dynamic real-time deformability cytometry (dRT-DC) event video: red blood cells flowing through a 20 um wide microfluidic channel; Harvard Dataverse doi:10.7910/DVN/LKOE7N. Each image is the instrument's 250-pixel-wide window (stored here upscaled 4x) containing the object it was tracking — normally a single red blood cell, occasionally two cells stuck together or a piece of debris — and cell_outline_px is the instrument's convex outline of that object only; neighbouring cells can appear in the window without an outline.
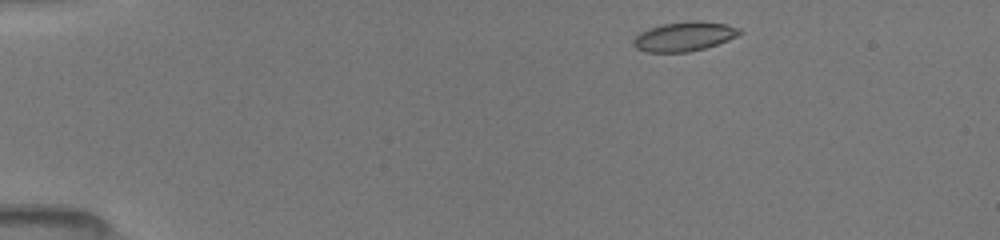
{"species": "common noctule bat (a hibernating species)", "species_latin": "Nyctalus noctula", "temperature_condition": "room temperature", "stored_images_in_passage": 45, "camera_frame_rate_fps": 3000, "um_per_image_px": 0.085, "animal": {"sex": "female", "body_mass_g": 19.5, "forearm_length_mm": 54.1}, "frame": {"image": 1, "passage_image": 2, "time_ms": 0.333, "image_size_px": [1000, 240], "cell_outline_px": [[744, 32], [728, 40], [704, 48], [688, 52], [648, 52], [636, 48], [632, 44], [632, 40], [640, 32], [648, 28], [664, 24], [688, 20], [700, 20], [724, 24], [740, 28]], "centroid_in_image_um": [58.15, 3.09], "position_along_channel_um": 26.8, "area_um2": 18.21}}
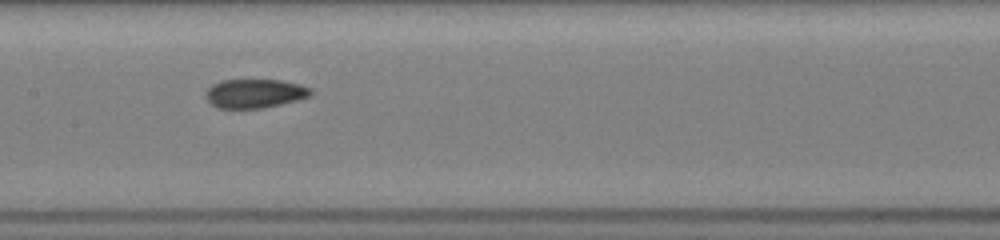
{"frame": {"image": 2, "passage_image": 20, "time_ms": 6.333, "image_size_px": [1000, 240], "cell_outline_px": [[312, 92], [308, 96], [296, 100], [264, 108], [216, 108], [204, 96], [208, 88], [212, 84], [224, 80], [280, 80], [300, 84], [312, 88]], "centroid_in_image_um": [21.64, 7.94], "position_along_channel_um": 185.8, "area_um2": 17.63}}
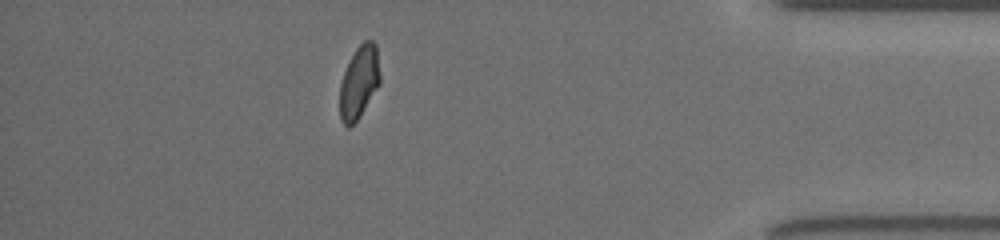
{"frame": {"image": 3, "passage_image": 39, "time_ms": 12.667, "image_size_px": [1000, 240], "cell_outline_px": [[380, 84], [360, 116], [348, 128], [340, 120], [340, 84], [344, 72], [356, 48], [364, 40], [372, 40], [376, 44], [380, 76]], "centroid_in_image_um": [30.53, 6.98], "position_along_channel_um": 404.7, "area_um2": 16.94}, "authors_computed_cell_mechanics": {"area_um2": 18.0336, "velocity_mm_per_s": 4.0358, "shape_relaxation_time_tau1_ms": 6.8991, "shape_relaxation_time_tau2_ms": 1.5033, "deformation_change_tau1": 0.1503, "deformation_change_tau2": 0.045}}